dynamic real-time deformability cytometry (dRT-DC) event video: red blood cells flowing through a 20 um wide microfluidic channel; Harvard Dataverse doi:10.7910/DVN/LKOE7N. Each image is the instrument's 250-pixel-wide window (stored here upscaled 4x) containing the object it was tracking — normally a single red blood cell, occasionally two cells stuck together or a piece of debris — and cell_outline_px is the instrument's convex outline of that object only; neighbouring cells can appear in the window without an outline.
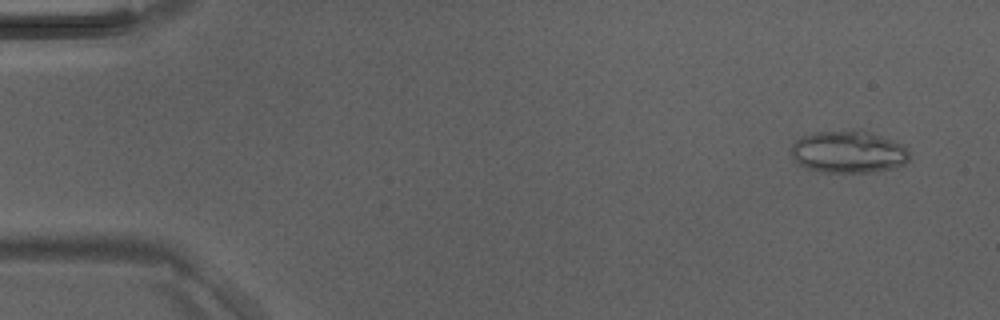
{"species": "Egyptian fruit bat (a non-hibernating species)", "species_latin": "Rousettus aegyptiacus", "temperature_condition": "room temperature", "stored_images_in_passage": 44, "camera_frame_rate_fps": 3000, "um_per_image_px": 0.085, "animal": {"sex": "male"}, "frame": {"image": 1, "passage_image": 1, "time_ms": 0.0, "image_size_px": [1000, 320], "cell_outline_px": [[908, 160], [904, 164], [896, 168], [872, 172], [824, 172], [804, 168], [796, 164], [788, 148], [796, 140], [804, 136], [816, 132], [868, 132], [904, 144], [908, 152]], "centroid_in_image_um": [72.08, 12.95], "position_along_channel_um": 12.9, "area_um2": 28.9}}
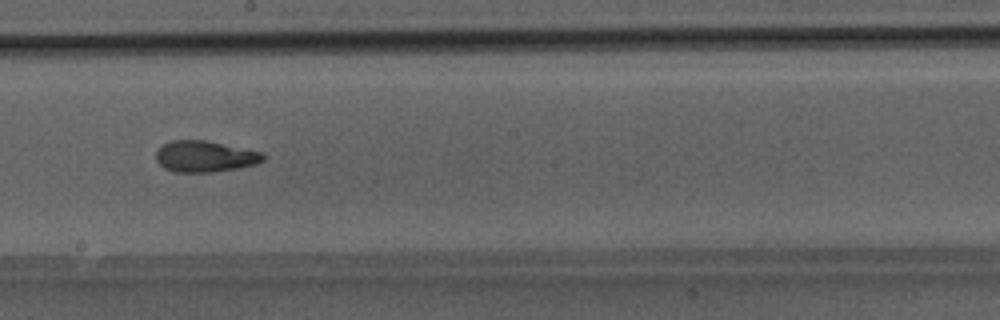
{"frame": {"image": 2, "passage_image": 24, "time_ms": 7.667, "image_size_px": [1000, 320], "cell_outline_px": [[264, 160], [256, 164], [240, 168], [212, 172], [172, 172], [164, 168], [156, 160], [156, 148], [172, 140], [204, 140], [264, 152]], "centroid_in_image_um": [17.41, 13.3], "position_along_channel_um": 230.8, "area_um2": 19.65}}
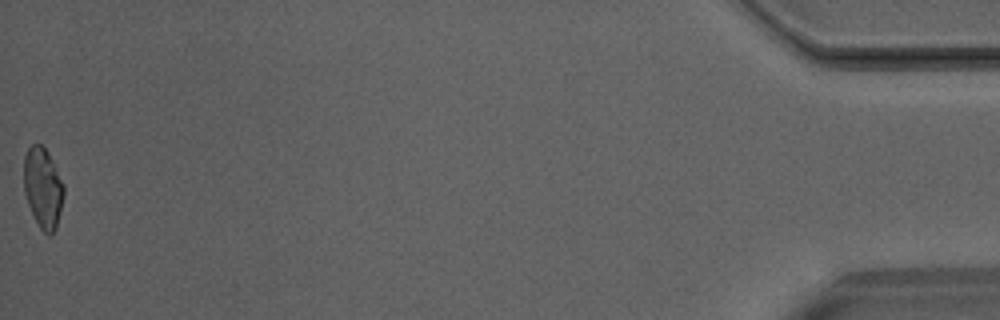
{"frame": {"image": 3, "passage_image": 44, "time_ms": 14.333, "image_size_px": [1000, 320], "cell_outline_px": [[64, 196], [56, 228], [48, 236], [40, 228], [28, 204], [24, 192], [24, 156], [28, 148], [32, 144], [40, 144], [48, 152], [64, 184]], "centroid_in_image_um": [3.65, 15.95], "position_along_channel_um": 431.5, "area_um2": 18.61}}